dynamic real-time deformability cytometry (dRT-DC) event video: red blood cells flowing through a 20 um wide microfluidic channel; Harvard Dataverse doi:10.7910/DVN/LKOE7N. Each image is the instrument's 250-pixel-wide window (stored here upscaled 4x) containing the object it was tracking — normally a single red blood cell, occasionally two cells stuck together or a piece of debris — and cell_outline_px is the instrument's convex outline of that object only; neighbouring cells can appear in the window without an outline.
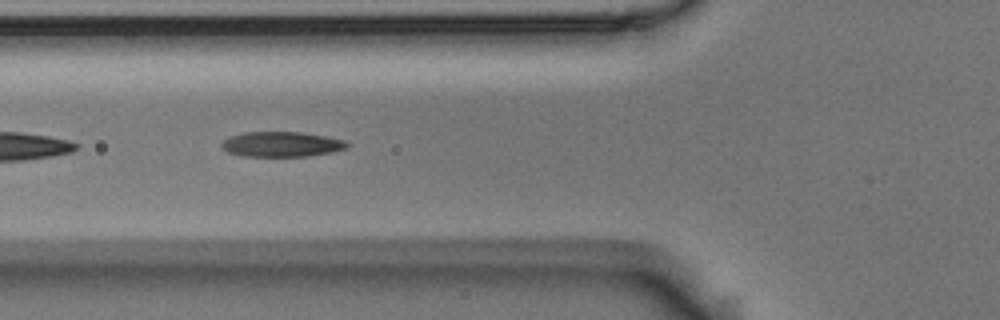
{"species": "Egyptian fruit bat (a non-hibernating species)", "species_latin": "Rousettus aegyptiacus", "temperature_condition": "room temperature", "stored_images_in_passage": 15, "camera_frame_rate_fps": 3000, "um_per_image_px": 0.085, "animal": {"sex": "male"}, "frame": {"image": 1, "passage_image": 5, "time_ms": 1.333, "image_size_px": [1000, 320], "cell_outline_px": [[348, 148], [332, 152], [308, 156], [244, 156], [228, 152], [220, 144], [228, 136], [244, 132], [300, 132], [324, 136], [344, 140], [348, 144]], "centroid_in_image_um": [23.92, 12.26], "position_along_channel_um": 101.9, "area_um2": 18.26}}
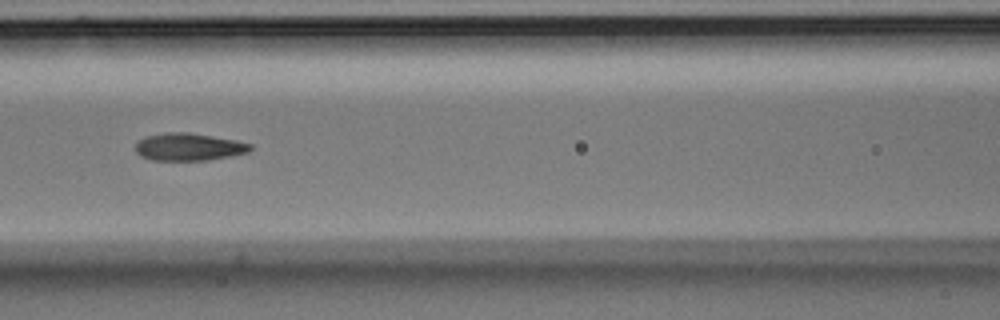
{"frame": {"image": 2, "passage_image": 9, "time_ms": 2.667, "image_size_px": [1000, 320], "cell_outline_px": [[252, 148], [248, 152], [208, 160], [152, 160], [140, 156], [136, 152], [136, 144], [140, 140], [148, 136], [168, 132], [188, 132], [236, 140], [252, 144]], "centroid_in_image_um": [16.05, 12.49], "position_along_channel_um": 150.5, "area_um2": 18.21}}